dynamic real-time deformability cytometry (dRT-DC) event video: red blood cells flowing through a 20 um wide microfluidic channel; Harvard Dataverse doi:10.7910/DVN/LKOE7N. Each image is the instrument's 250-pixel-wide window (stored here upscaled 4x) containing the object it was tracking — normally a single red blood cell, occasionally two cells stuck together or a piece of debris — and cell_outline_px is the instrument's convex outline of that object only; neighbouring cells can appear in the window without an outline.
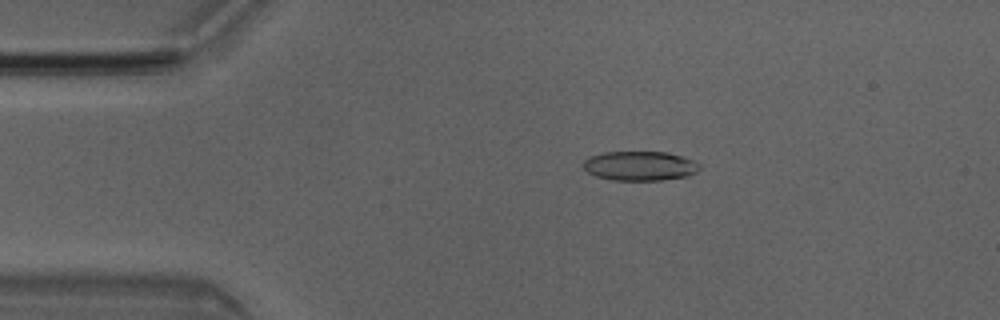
{"species": "Egyptian fruit bat (a non-hibernating species)", "species_latin": "Rousettus aegyptiacus", "temperature_condition": "room temperature", "stored_images_in_passage": 3, "camera_frame_rate_fps": 3000, "um_per_image_px": 0.085, "animal": {"sex": "male"}, "frame": {"image": 1, "passage_image": 2, "time_ms": 0.333, "image_size_px": [1000, 320], "cell_outline_px": [[700, 168], [696, 172], [688, 176], [660, 180], [612, 180], [596, 176], [588, 172], [584, 168], [584, 160], [588, 156], [604, 152], [668, 152], [692, 160], [700, 164]], "centroid_in_image_um": [54.38, 14.1], "position_along_channel_um": 30.6, "area_um2": 19.88}}